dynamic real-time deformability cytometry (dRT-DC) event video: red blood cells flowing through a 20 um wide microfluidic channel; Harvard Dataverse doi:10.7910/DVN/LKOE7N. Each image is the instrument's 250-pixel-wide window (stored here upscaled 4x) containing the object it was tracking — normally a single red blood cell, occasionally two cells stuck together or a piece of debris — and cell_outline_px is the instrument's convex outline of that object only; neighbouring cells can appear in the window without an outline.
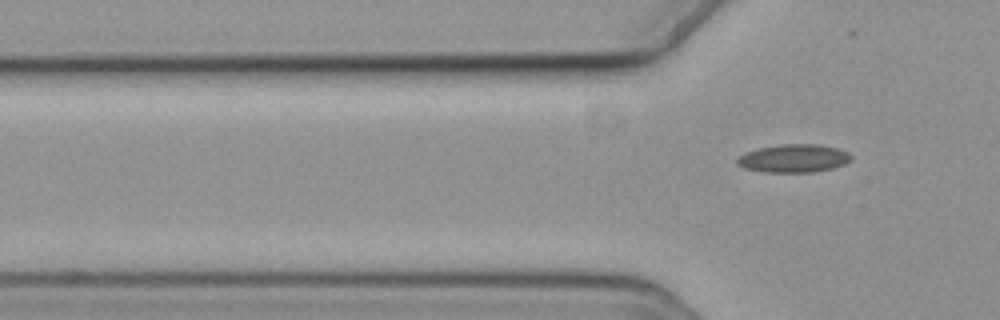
{"species": "common noctule bat (a hibernating species)", "species_latin": "Nyctalus noctula", "temperature_condition": "cold", "stored_images_in_passage": 2, "camera_frame_rate_fps": 3000, "um_per_image_px": 0.085, "animal": {"sex": "female", "body_mass_g": 19.3, "forearm_length_mm": 54.1}, "frame": {"image": 1, "passage_image": 2, "time_ms": 2.0, "image_size_px": [1000, 320], "cell_outline_px": [[852, 160], [844, 164], [832, 168], [816, 172], [764, 172], [744, 168], [736, 164], [736, 160], [744, 152], [760, 148], [780, 144], [820, 144], [836, 148], [848, 152], [852, 156]], "centroid_in_image_um": [67.47, 13.46], "position_along_channel_um": 58.3, "area_um2": 18.79}}